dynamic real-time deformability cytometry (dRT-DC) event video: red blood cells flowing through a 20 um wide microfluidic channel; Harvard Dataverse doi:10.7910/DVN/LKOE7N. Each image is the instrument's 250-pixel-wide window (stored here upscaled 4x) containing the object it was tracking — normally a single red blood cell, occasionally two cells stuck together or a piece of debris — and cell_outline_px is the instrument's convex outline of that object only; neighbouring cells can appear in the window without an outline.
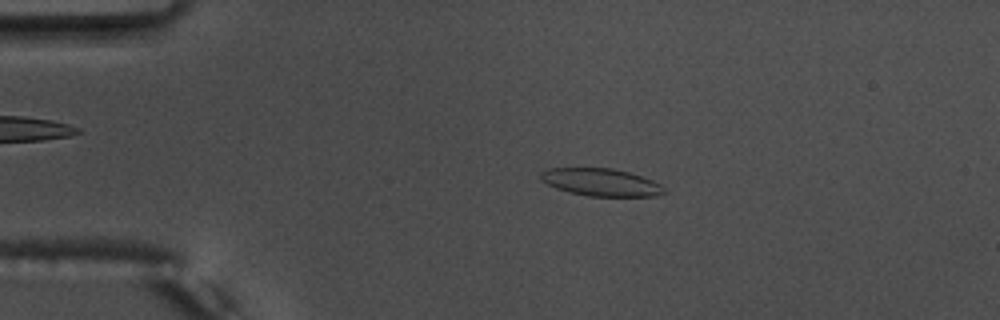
{"species": "common noctule bat (a hibernating species)", "species_latin": "Nyctalus noctula", "temperature_condition": "warm", "stored_images_in_passage": 54, "camera_frame_rate_fps": 3000, "um_per_image_px": 0.085, "animal": {"sex": "male", "body_mass_g": 17.5, "forearm_length_mm": 52.3}, "frame": {"image": 1, "passage_image": 11, "time_ms": 3.333, "image_size_px": [1000, 320], "cell_outline_px": [[668, 192], [656, 196], [588, 196], [568, 192], [556, 188], [540, 180], [540, 172], [548, 168], [612, 168], [628, 172], [652, 180], [660, 184]], "centroid_in_image_um": [51.07, 15.49], "position_along_channel_um": 33.9, "area_um2": 19.83}}
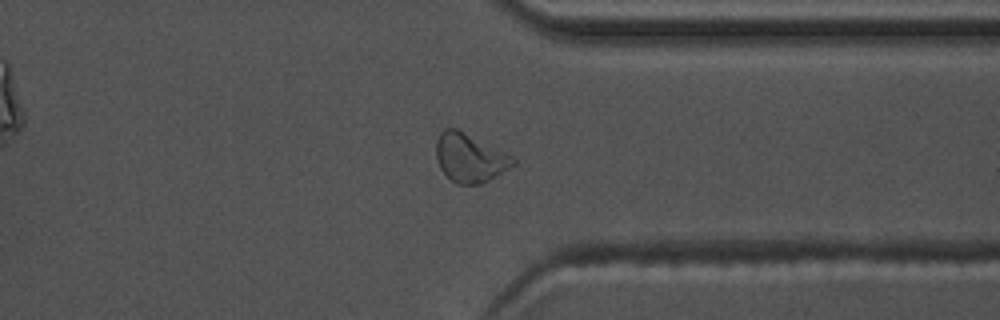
{"frame": {"image": 2, "passage_image": 42, "time_ms": 13.667, "image_size_px": [1000, 320], "cell_outline_px": [[516, 164], [488, 180], [480, 184], [456, 184], [440, 168], [436, 160], [436, 140], [440, 132], [444, 128], [456, 128], [512, 156], [516, 160]], "centroid_in_image_um": [39.9, 13.41], "position_along_channel_um": 371.5, "area_um2": 21.5}}
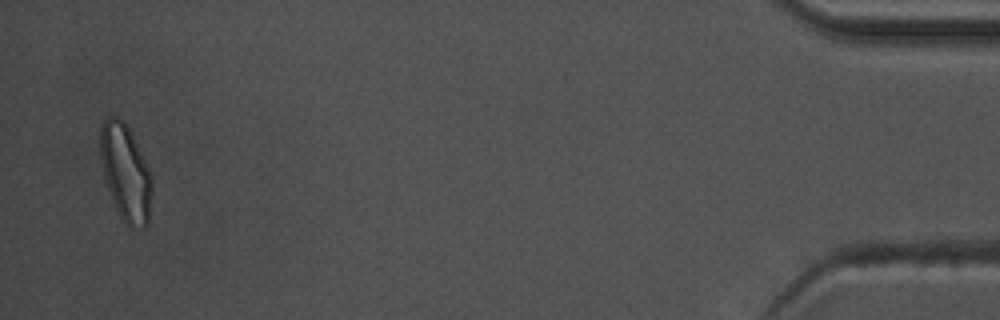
{"frame": {"image": 3, "passage_image": 53, "time_ms": 17.333, "image_size_px": [1000, 320], "cell_outline_px": [[152, 196], [148, 224], [144, 228], [128, 228], [124, 224], [112, 200], [104, 176], [100, 160], [100, 124], [108, 116], [116, 116], [124, 120], [152, 176]], "centroid_in_image_um": [10.67, 14.71], "position_along_channel_um": 424.5, "area_um2": 29.19}, "authors_computed_cell_mechanics": {"area_um2": 20.0855, "velocity_mm_per_s": 3.7273, "shape_relaxation_time_tau1_ms": null, "shape_relaxation_time_tau2_ms": 1.7076, "deformation_change_tau1": null, "deformation_change_tau2": 0.0898}}